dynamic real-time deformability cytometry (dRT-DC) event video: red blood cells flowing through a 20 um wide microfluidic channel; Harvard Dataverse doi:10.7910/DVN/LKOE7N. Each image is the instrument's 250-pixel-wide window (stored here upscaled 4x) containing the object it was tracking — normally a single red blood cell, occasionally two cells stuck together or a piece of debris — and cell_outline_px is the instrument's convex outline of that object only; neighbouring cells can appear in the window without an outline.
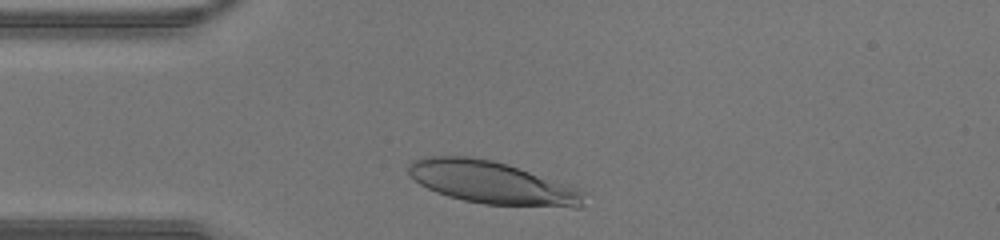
{"species": "human", "species_latin": "Homo sapiens", "temperature_condition": "warm", "stored_images_in_passage": 26, "camera_frame_rate_fps": 3000, "um_per_image_px": 0.085, "donor": {"sex": "male"}, "frame": {"image": 1, "passage_image": 2, "time_ms": 0.333, "image_size_px": [1000, 240], "cell_outline_px": [[588, 192], [584, 204], [580, 208], [572, 208], [484, 204], [464, 200], [448, 196], [436, 192], [420, 184], [408, 172], [408, 164], [412, 160], [424, 156], [472, 156], [492, 160], [508, 164], [580, 188]], "centroid_in_image_um": [41.91, 15.53], "position_along_channel_um": 43.1, "area_um2": 44.16}}
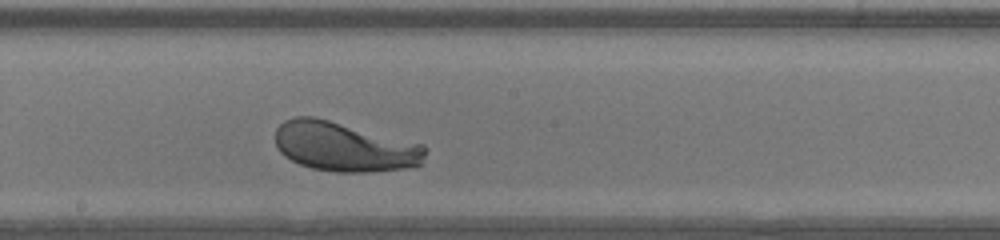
{"frame": {"image": 2, "passage_image": 15, "time_ms": 4.667, "image_size_px": [1000, 240], "cell_outline_px": [[428, 148], [420, 164], [416, 168], [372, 172], [336, 172], [312, 168], [300, 164], [284, 156], [276, 148], [276, 128], [284, 120], [296, 116], [316, 116], [424, 144]], "centroid_in_image_um": [29.3, 12.47], "position_along_channel_um": 218.9, "area_um2": 43.93}}
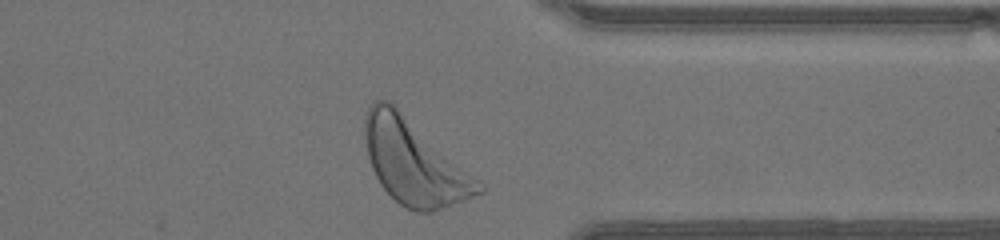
{"frame": {"image": 3, "passage_image": 26, "time_ms": 8.333, "image_size_px": [1000, 240], "cell_outline_px": [[484, 192], [432, 212], [416, 212], [400, 204], [380, 184], [372, 168], [368, 156], [364, 132], [364, 116], [368, 108], [376, 100], [388, 100], [480, 180], [484, 184]], "centroid_in_image_um": [35.2, 13.8], "position_along_channel_um": 376.2, "area_um2": 55.26}}